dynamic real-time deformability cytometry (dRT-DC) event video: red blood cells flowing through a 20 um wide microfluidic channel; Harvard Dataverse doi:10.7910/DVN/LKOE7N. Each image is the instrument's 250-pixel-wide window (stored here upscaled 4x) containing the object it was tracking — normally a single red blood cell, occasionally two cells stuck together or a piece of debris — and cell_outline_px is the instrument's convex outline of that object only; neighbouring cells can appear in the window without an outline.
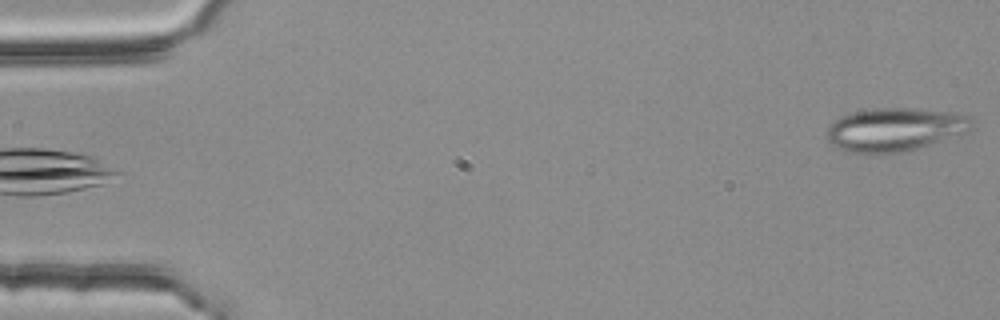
{"species": "common noctule bat (a hibernating species)", "species_latin": "Nyctalus noctula", "temperature_condition": "room temperature", "stored_images_in_passage": 4, "camera_frame_rate_fps": 3000, "um_per_image_px": 0.085, "animal": {"sex": "female", "body_mass_g": 25.1}, "frame": {"image": 1, "passage_image": 4, "time_ms": 1.0, "image_size_px": [1000, 320], "cell_outline_px": [[972, 128], [968, 132], [904, 152], [844, 152], [832, 148], [828, 140], [828, 128], [840, 116], [852, 112], [876, 108], [912, 108], [960, 112], [968, 116], [972, 120]], "centroid_in_image_um": [76.08, 10.99], "position_along_channel_um": 8.9, "area_um2": 36.7}}